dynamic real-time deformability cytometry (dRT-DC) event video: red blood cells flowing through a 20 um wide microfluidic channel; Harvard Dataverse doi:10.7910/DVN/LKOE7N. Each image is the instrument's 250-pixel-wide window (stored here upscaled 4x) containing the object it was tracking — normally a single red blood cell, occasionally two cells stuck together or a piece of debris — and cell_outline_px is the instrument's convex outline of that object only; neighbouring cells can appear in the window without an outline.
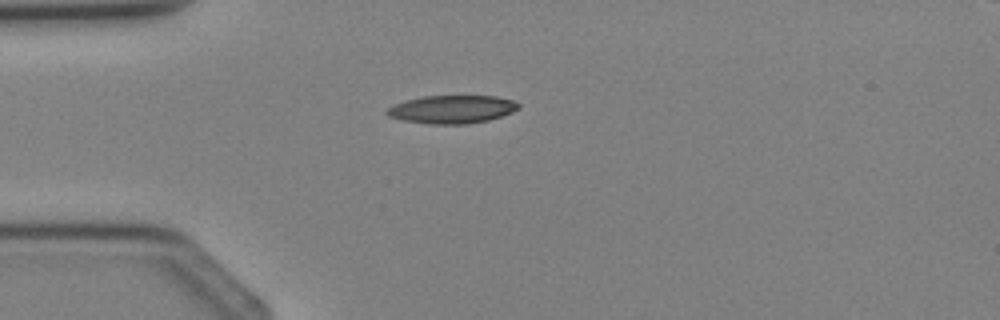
{"species": "Egyptian fruit bat (a non-hibernating species)", "species_latin": "Rousettus aegyptiacus", "temperature_condition": "cold", "stored_images_in_passage": 2, "camera_frame_rate_fps": 3000, "um_per_image_px": 0.085, "animal": {"sex": "female"}, "frame": {"image": 1, "passage_image": 2, "time_ms": 1.333, "image_size_px": [1000, 320], "cell_outline_px": [[520, 108], [512, 112], [488, 120], [468, 124], [428, 124], [404, 120], [388, 116], [384, 112], [392, 104], [424, 96], [496, 96], [512, 100], [520, 104]], "centroid_in_image_um": [38.41, 9.29], "position_along_channel_um": 46.6, "area_um2": 21.5}}